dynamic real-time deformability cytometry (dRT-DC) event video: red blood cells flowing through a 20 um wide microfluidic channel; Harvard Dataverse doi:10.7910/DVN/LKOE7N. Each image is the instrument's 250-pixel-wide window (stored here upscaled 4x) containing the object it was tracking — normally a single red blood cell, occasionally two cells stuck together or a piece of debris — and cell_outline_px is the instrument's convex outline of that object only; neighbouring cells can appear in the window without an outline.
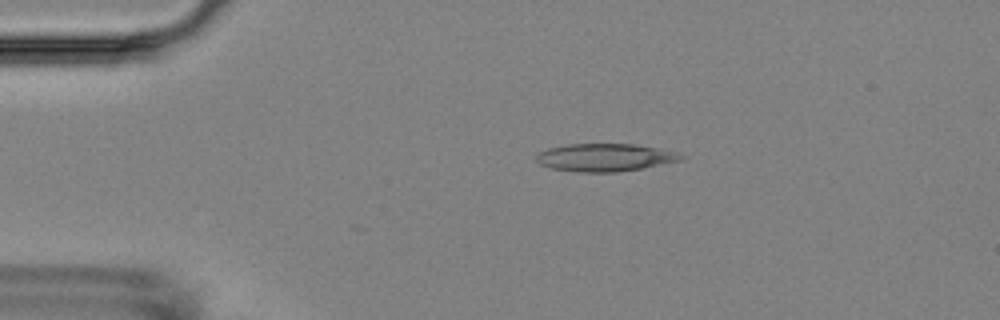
{"species": "Egyptian fruit bat (a non-hibernating species)", "species_latin": "Rousettus aegyptiacus", "temperature_condition": "room temperature", "stored_images_in_passage": 4, "camera_frame_rate_fps": 3000, "um_per_image_px": 0.085, "animal": {"sex": "female"}, "frame": {"image": 1, "passage_image": 1, "time_ms": 0.0, "image_size_px": [1000, 320], "cell_outline_px": [[688, 156], [684, 160], [644, 168], [616, 172], [576, 172], [552, 168], [540, 164], [536, 160], [536, 156], [540, 152], [548, 148], [568, 144], [632, 144], [656, 148], [676, 152]], "centroid_in_image_um": [51.47, 13.39], "position_along_channel_um": 33.5, "area_um2": 23.47}}
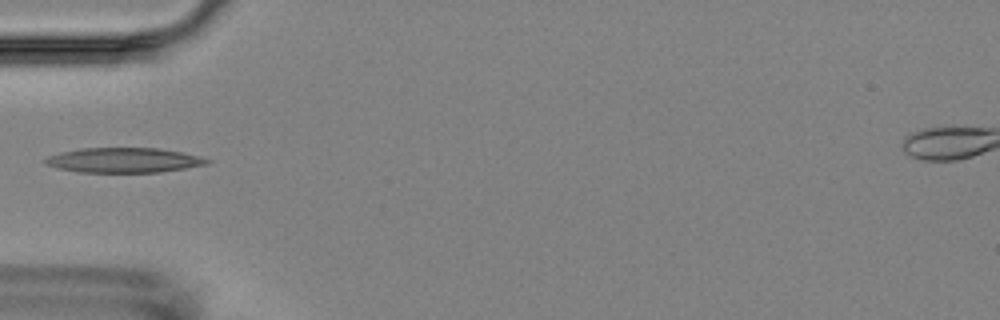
{"frame": {"image": 2, "passage_image": 3, "time_ms": 2.333, "image_size_px": [1000, 320], "cell_outline_px": [[212, 160], [208, 164], [160, 172], [80, 172], [60, 168], [44, 164], [44, 160], [48, 156], [60, 152], [80, 148], [160, 148], [180, 152]], "centroid_in_image_um": [10.5, 13.61], "position_along_channel_um": 74.5, "area_um2": 23.24}}